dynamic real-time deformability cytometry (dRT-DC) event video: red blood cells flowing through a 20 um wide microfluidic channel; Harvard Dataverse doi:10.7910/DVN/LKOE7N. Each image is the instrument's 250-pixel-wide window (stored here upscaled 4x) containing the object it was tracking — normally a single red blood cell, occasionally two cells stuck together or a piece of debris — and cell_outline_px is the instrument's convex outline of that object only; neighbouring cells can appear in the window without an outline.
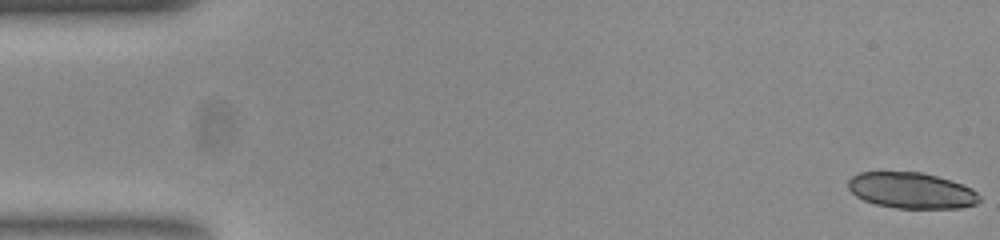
{"species": "common noctule bat (a hibernating species)", "species_latin": "Nyctalus noctula", "temperature_condition": "room temperature", "stored_images_in_passage": 52, "segment_of_instrument_passage": [1, 2], "camera_frame_rate_fps": 3000, "um_per_image_px": 0.085, "animal": {"sex": "female", "body_mass_g": 23.0, "forearm_length_mm": 53.4}, "frame": {"image": 1, "passage_image": 1, "time_ms": 0.0, "image_size_px": [1000, 240], "cell_outline_px": [[980, 200], [976, 204], [960, 208], [896, 208], [876, 204], [864, 200], [856, 196], [848, 188], [848, 180], [852, 176], [860, 172], [924, 172], [972, 188], [980, 196]], "centroid_in_image_um": [77.46, 16.19], "position_along_channel_um": 7.5, "area_um2": 27.4}}
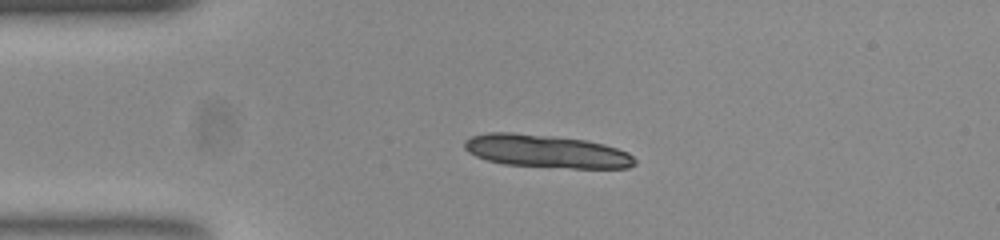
{"frame": {"image": 2, "passage_image": 12, "time_ms": 3.667, "image_size_px": [1000, 240], "cell_outline_px": [[636, 164], [628, 168], [572, 168], [504, 164], [488, 160], [476, 156], [468, 152], [464, 148], [464, 140], [472, 136], [488, 132], [512, 132], [552, 136], [588, 140], [604, 144], [628, 152], [636, 160]], "centroid_in_image_um": [46.44, 12.85], "position_along_channel_um": 38.6, "area_um2": 32.71}}